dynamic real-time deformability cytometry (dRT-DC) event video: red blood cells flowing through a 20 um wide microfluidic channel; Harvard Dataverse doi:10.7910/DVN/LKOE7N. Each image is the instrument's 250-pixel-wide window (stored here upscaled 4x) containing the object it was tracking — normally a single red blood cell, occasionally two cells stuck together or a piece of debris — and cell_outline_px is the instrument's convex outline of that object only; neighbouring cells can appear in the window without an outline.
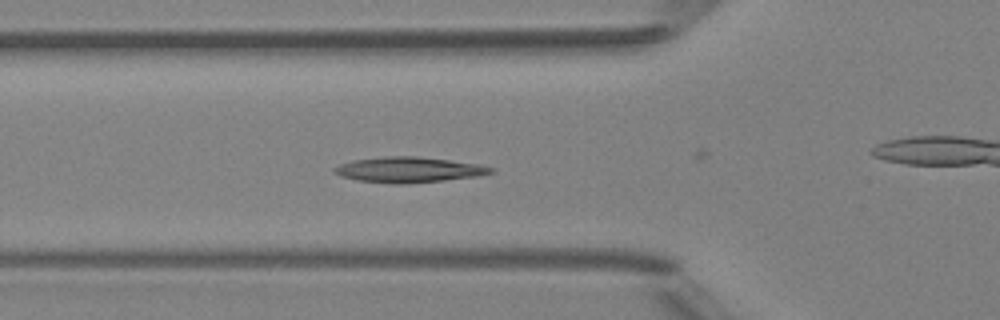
{"species": "Egyptian fruit bat (a non-hibernating species)", "species_latin": "Rousettus aegyptiacus", "temperature_condition": "room temperature", "stored_images_in_passage": 35, "camera_frame_rate_fps": 3000, "um_per_image_px": 0.085, "animal": {"sex": "female"}, "frame": {"image": 1, "passage_image": 2, "time_ms": 0.333, "image_size_px": [1000, 320], "cell_outline_px": [[496, 172], [476, 176], [444, 180], [404, 184], [396, 184], [356, 180], [340, 176], [332, 172], [332, 168], [340, 164], [352, 160], [388, 156], [416, 156], [448, 160], [476, 164], [496, 168]], "centroid_in_image_um": [34.7, 14.43], "position_along_channel_um": 91.1, "area_um2": 23.18}}
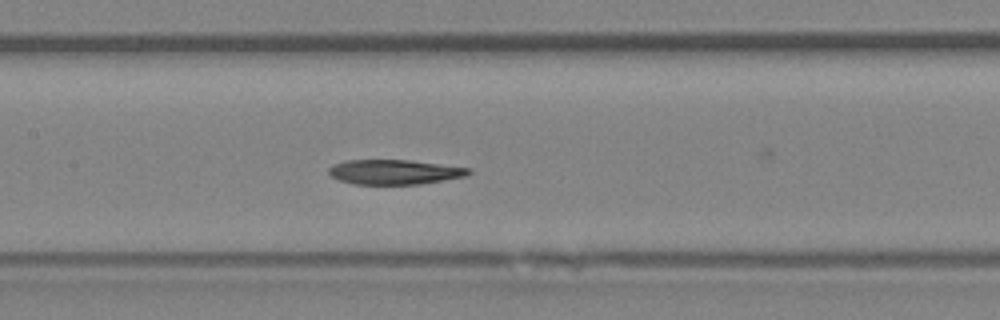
{"frame": {"image": 2, "passage_image": 8, "time_ms": 2.333, "image_size_px": [1000, 320], "cell_outline_px": [[472, 172], [464, 176], [444, 180], [420, 184], [352, 184], [340, 180], [332, 176], [328, 172], [328, 168], [332, 164], [344, 160], [408, 160], [472, 168]], "centroid_in_image_um": [33.5, 14.61], "position_along_channel_um": 173.9, "area_um2": 20.17}}
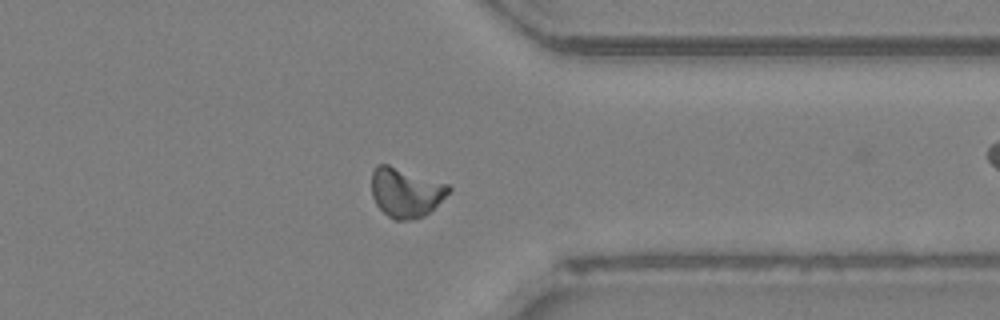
{"frame": {"image": 3, "passage_image": 23, "time_ms": 7.333, "image_size_px": [1000, 320], "cell_outline_px": [[452, 188], [424, 216], [412, 220], [396, 220], [388, 216], [376, 204], [372, 196], [372, 172], [376, 164], [388, 164], [448, 184]], "centroid_in_image_um": [34.45, 16.34], "position_along_channel_um": 376.9, "area_um2": 21.91}}